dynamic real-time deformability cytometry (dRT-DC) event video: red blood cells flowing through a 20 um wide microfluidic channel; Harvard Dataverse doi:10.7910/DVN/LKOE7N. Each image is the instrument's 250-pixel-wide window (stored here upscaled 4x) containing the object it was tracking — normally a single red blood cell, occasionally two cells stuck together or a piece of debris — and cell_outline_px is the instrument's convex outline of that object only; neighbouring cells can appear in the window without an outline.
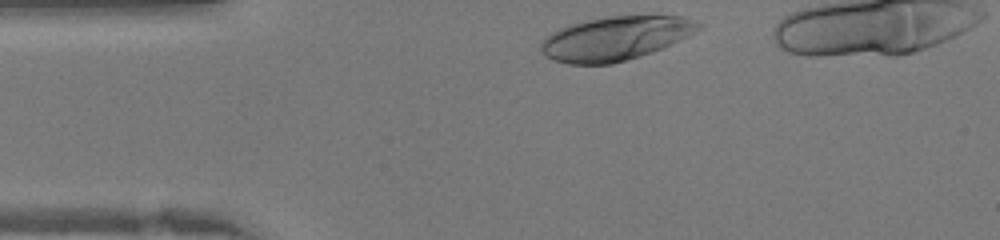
{"species": "human", "species_latin": "Homo sapiens", "temperature_condition": "warm", "stored_images_in_passage": 26, "camera_frame_rate_fps": 3000, "um_per_image_px": 0.085, "donor": {"sex": "female"}, "frame": {"image": 1, "passage_image": 1, "time_ms": 0.0, "image_size_px": [1000, 240], "cell_outline_px": [[704, 28], [688, 36], [652, 52], [640, 56], [612, 64], [568, 64], [552, 60], [544, 56], [540, 52], [540, 44], [552, 32], [560, 28], [584, 20], [608, 16], [680, 16], [696, 20], [704, 24]], "centroid_in_image_um": [52.32, 3.26], "position_along_channel_um": 32.7, "area_um2": 40.4}}
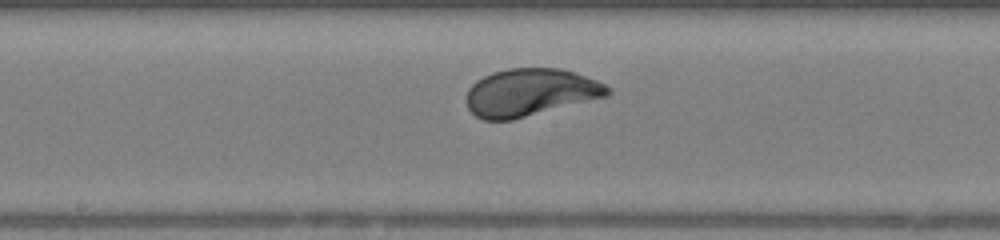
{"frame": {"image": 2, "passage_image": 14, "time_ms": 4.333, "image_size_px": [1000, 240], "cell_outline_px": [[612, 92], [608, 96], [512, 120], [484, 120], [476, 116], [468, 108], [464, 100], [468, 88], [476, 80], [492, 72], [508, 68], [560, 68], [596, 80], [604, 84]], "centroid_in_image_um": [45.02, 7.86], "position_along_channel_um": 203.2, "area_um2": 39.13}}
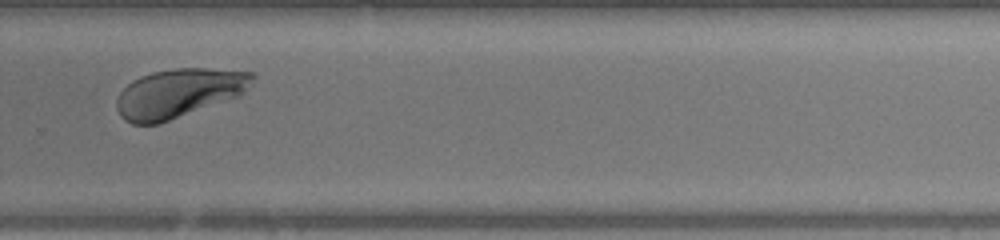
{"frame": {"image": 3, "passage_image": 21, "time_ms": 6.667, "image_size_px": [1000, 240], "cell_outline_px": [[256, 76], [244, 92], [236, 96], [160, 124], [132, 124], [124, 120], [120, 116], [116, 108], [116, 100], [120, 92], [132, 80], [140, 76], [152, 72], [172, 68], [208, 68], [252, 72]], "centroid_in_image_um": [15.14, 7.91], "position_along_channel_um": 314.7, "area_um2": 38.55}}